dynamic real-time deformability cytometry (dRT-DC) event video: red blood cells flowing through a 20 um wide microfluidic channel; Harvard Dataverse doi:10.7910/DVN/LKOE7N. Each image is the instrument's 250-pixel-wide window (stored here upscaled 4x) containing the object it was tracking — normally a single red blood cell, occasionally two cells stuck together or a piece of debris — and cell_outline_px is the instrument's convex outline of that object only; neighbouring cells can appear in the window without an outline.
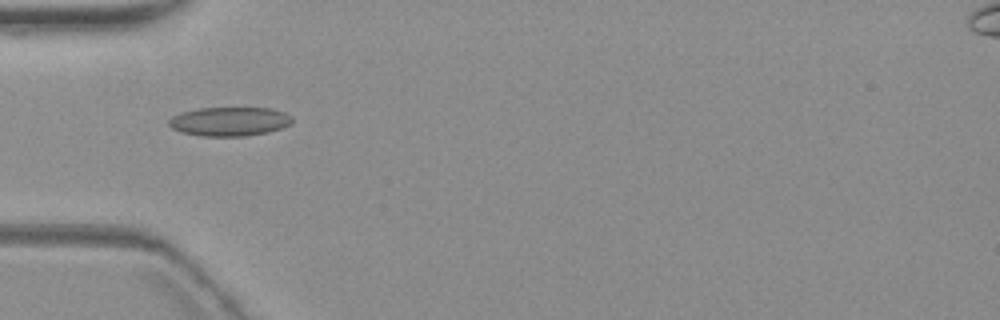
{"species": "common noctule bat (a hibernating species)", "species_latin": "Nyctalus noctula", "temperature_condition": "warm", "stored_images_in_passage": 12, "camera_frame_rate_fps": 3000, "um_per_image_px": 0.085, "animal": {"sex": "female", "body_mass_g": 19.3, "forearm_length_mm": 54.1}, "frame": {"image": 1, "passage_image": 2, "time_ms": 1.333, "image_size_px": [1000, 320], "cell_outline_px": [[292, 124], [268, 132], [244, 136], [200, 136], [180, 132], [172, 128], [168, 124], [168, 120], [172, 116], [180, 112], [200, 108], [272, 108], [284, 112], [292, 116]], "centroid_in_image_um": [19.49, 10.32], "position_along_channel_um": 65.5, "area_um2": 20.98}}
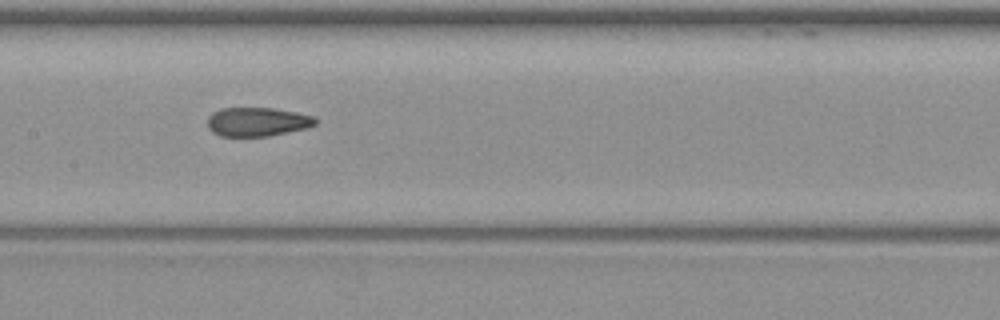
{"frame": {"image": 2, "passage_image": 5, "time_ms": 4.667, "image_size_px": [1000, 320], "cell_outline_px": [[316, 124], [308, 128], [268, 136], [220, 136], [212, 132], [208, 128], [208, 116], [212, 112], [220, 108], [272, 108], [296, 112], [312, 116], [316, 120]], "centroid_in_image_um": [21.84, 10.35], "position_along_channel_um": 185.6, "area_um2": 18.21}}
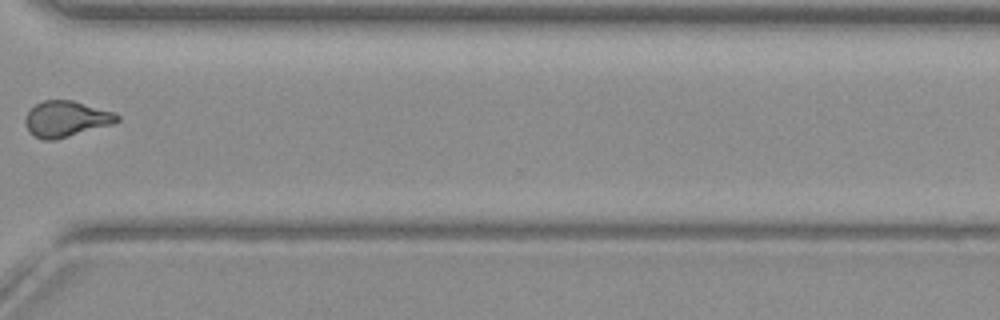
{"frame": {"image": 3, "passage_image": 9, "time_ms": 9.667, "image_size_px": [1000, 320], "cell_outline_px": [[120, 120], [112, 124], [56, 140], [40, 140], [32, 136], [28, 132], [24, 120], [28, 112], [36, 104], [44, 100], [72, 100], [112, 112], [120, 116]], "centroid_in_image_um": [5.58, 10.13], "position_along_channel_um": 365.0, "area_um2": 19.19}}